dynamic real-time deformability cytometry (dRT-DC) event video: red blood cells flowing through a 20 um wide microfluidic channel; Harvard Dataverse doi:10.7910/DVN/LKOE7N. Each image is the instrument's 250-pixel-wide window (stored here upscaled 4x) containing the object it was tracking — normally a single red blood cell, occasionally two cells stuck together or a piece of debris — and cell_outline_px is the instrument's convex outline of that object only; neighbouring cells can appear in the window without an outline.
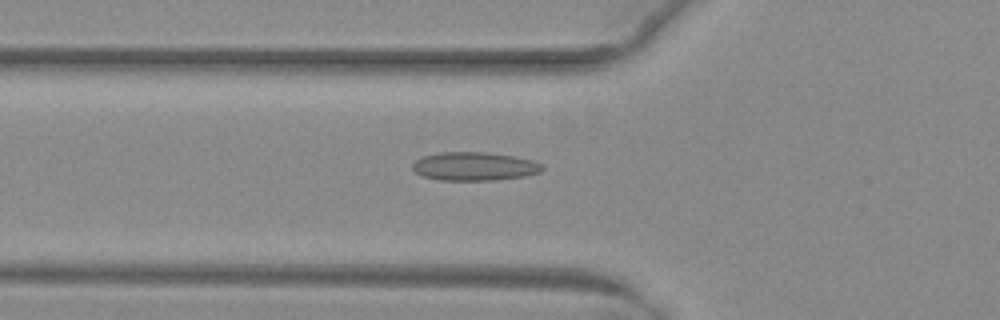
{"species": "common noctule bat (a hibernating species)", "species_latin": "Nyctalus noctula", "temperature_condition": "warm", "stored_images_in_passage": 45, "camera_frame_rate_fps": 3000, "um_per_image_px": 0.085, "animal": {"sex": "female", "body_mass_g": 29.2, "forearm_length_mm": 56.3}, "frame": {"image": 1, "passage_image": 13, "time_ms": 4.0, "image_size_px": [1000, 320], "cell_outline_px": [[544, 168], [540, 172], [524, 176], [496, 180], [440, 180], [424, 176], [416, 172], [412, 168], [412, 164], [416, 160], [424, 156], [440, 152], [488, 152], [512, 156], [532, 160], [540, 164]], "centroid_in_image_um": [40.32, 14.14], "position_along_channel_um": 85.5, "area_um2": 21.39}}
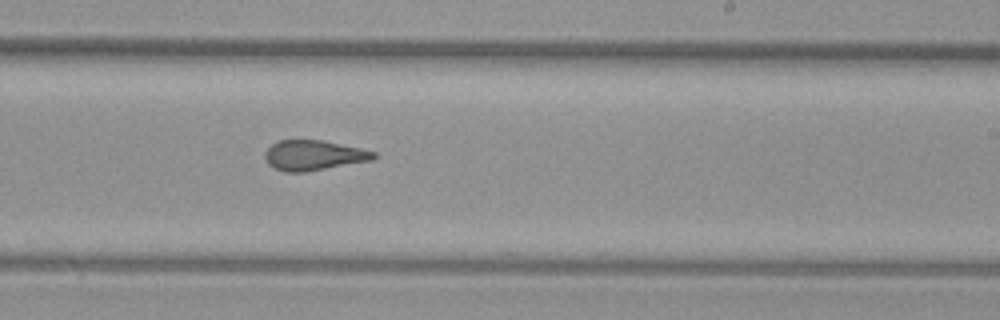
{"frame": {"image": 2, "passage_image": 26, "time_ms": 8.333, "image_size_px": [1000, 320], "cell_outline_px": [[376, 156], [372, 160], [304, 172], [284, 172], [272, 168], [268, 164], [264, 156], [264, 152], [276, 140], [324, 140], [360, 148], [376, 152]], "centroid_in_image_um": [26.62, 13.2], "position_along_channel_um": 262.4, "area_um2": 19.13}}
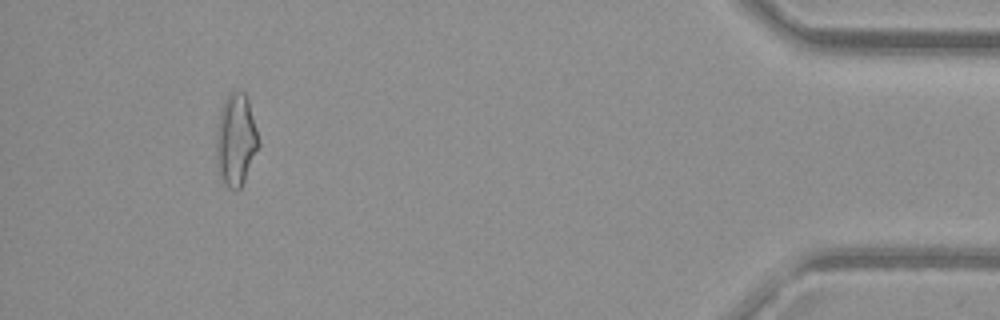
{"frame": {"image": 3, "passage_image": 42, "time_ms": 13.667, "image_size_px": [1000, 320], "cell_outline_px": [[260, 144], [244, 180], [240, 188], [236, 192], [228, 188], [216, 164], [216, 132], [220, 112], [224, 100], [228, 92], [244, 92], [248, 100], [260, 140]], "centroid_in_image_um": [20.05, 11.88], "position_along_channel_um": 415.1, "area_um2": 22.6}, "authors_computed_cell_mechanics": {"area_um2": 20.23, "velocity_mm_per_s": 4.0709, "shape_relaxation_time_tau1_ms": null, "shape_relaxation_time_tau2_ms": 1.4902, "deformation_change_tau1": null, "deformation_change_tau2": 0.0905}}